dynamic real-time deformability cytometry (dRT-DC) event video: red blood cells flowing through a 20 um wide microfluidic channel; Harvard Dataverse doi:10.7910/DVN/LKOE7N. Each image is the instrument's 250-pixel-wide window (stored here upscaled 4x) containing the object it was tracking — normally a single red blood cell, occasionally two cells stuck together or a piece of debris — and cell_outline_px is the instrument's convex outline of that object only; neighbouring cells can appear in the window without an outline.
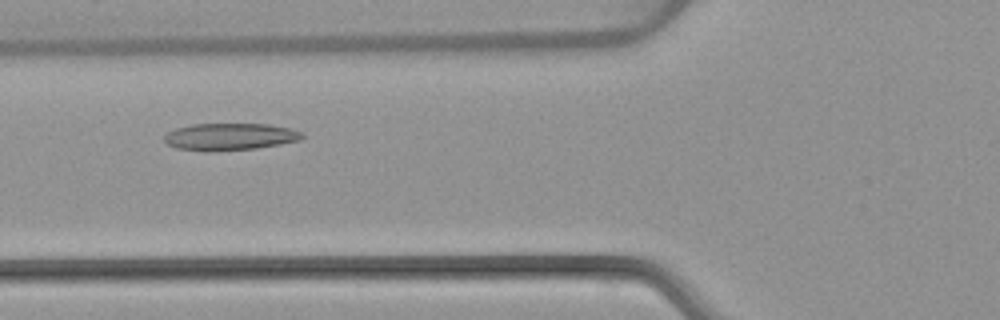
{"species": "common noctule bat (a hibernating species)", "species_latin": "Nyctalus noctula", "temperature_condition": "warm", "stored_images_in_passage": 47, "camera_frame_rate_fps": 3000, "um_per_image_px": 0.085, "animal": {"sex": "female", "body_mass_g": 22.7, "forearm_length_mm": 54.2}, "frame": {"image": 1, "passage_image": 14, "time_ms": 4.333, "image_size_px": [1000, 320], "cell_outline_px": [[304, 136], [300, 140], [280, 144], [256, 148], [212, 152], [204, 152], [176, 148], [168, 144], [164, 140], [164, 136], [168, 132], [176, 128], [192, 124], [268, 124], [292, 128], [304, 132]], "centroid_in_image_um": [19.55, 11.62], "position_along_channel_um": 106.2, "area_um2": 22.02}}
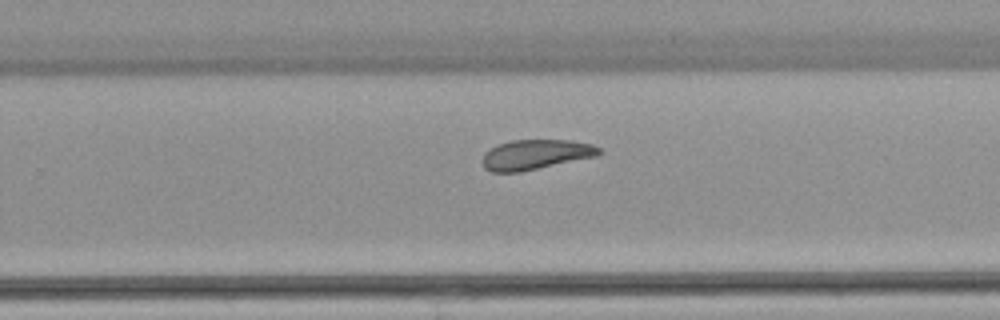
{"frame": {"image": 2, "passage_image": 28, "time_ms": 9.0, "image_size_px": [1000, 320], "cell_outline_px": [[600, 152], [596, 156], [520, 172], [492, 172], [484, 168], [480, 160], [484, 152], [496, 144], [512, 140], [568, 140], [592, 144], [600, 148]], "centroid_in_image_um": [45.45, 13.13], "position_along_channel_um": 284.4, "area_um2": 20.4}}
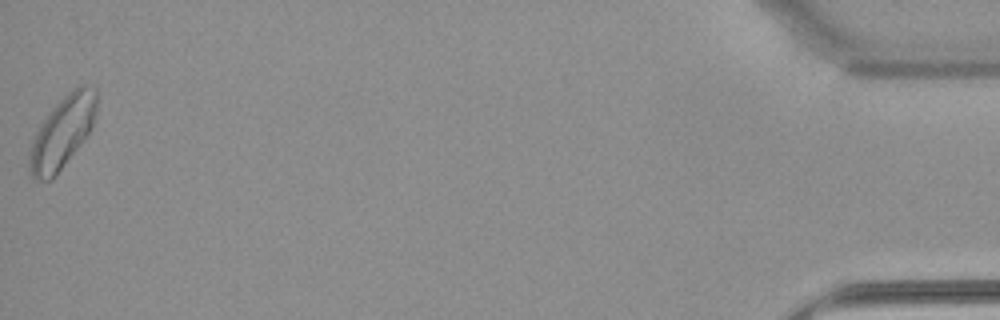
{"frame": {"image": 3, "passage_image": 47, "time_ms": 15.333, "image_size_px": [1000, 320], "cell_outline_px": [[96, 116], [92, 128], [80, 144], [52, 180], [36, 180], [28, 172], [28, 156], [32, 140], [40, 124], [52, 108], [68, 92], [80, 84], [84, 84], [96, 88]], "centroid_in_image_um": [5.28, 11.24], "position_along_channel_um": 429.9, "area_um2": 28.03}, "authors_computed_cell_mechanics": {"area_um2": 22.0796, "velocity_mm_per_s": 3.8185, "shape_relaxation_time_tau1_ms": null, "shape_relaxation_time_tau2_ms": 4.6424, "deformation_change_tau1": null, "deformation_change_tau2": 0.0894}}